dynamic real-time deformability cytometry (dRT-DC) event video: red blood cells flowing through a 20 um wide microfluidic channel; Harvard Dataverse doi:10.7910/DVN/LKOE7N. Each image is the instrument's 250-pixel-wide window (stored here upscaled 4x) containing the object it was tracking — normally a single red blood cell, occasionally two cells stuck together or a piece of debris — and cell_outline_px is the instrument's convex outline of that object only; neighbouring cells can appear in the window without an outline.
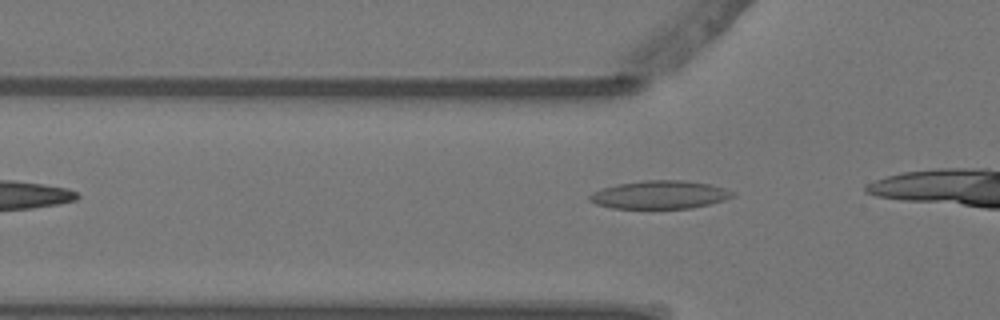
{"species": "Egyptian fruit bat (a non-hibernating species)", "species_latin": "Rousettus aegyptiacus", "temperature_condition": "warm", "stored_images_in_passage": 2, "camera_frame_rate_fps": 3000, "um_per_image_px": 0.085, "animal": {"sex": "female"}, "frame": {"image": 1, "passage_image": 2, "time_ms": 0.333, "image_size_px": [1000, 320], "cell_outline_px": [[736, 196], [724, 200], [692, 208], [612, 208], [596, 204], [588, 200], [588, 196], [592, 192], [604, 188], [620, 184], [644, 180], [684, 180], [708, 184], [724, 188], [736, 192]], "centroid_in_image_um": [56.1, 16.55], "position_along_channel_um": 69.7, "area_um2": 23.35}}